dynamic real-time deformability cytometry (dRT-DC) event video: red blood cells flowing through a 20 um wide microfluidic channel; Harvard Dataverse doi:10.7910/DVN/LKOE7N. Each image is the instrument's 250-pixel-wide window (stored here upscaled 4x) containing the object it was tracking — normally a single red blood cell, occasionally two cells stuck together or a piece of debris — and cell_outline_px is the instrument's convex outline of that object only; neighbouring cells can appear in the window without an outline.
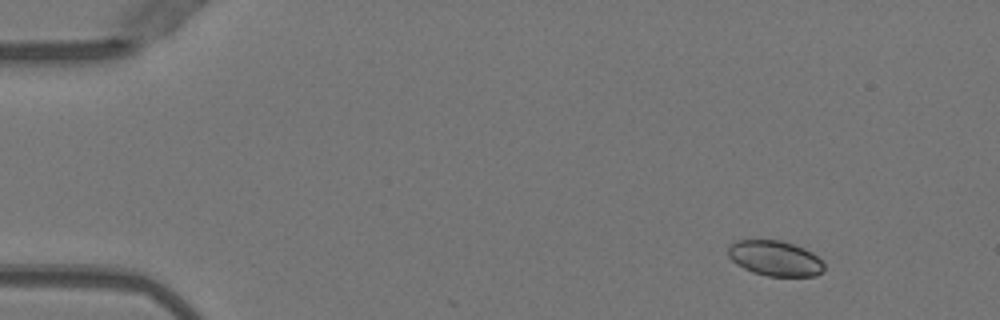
{"species": "Egyptian fruit bat (a non-hibernating species)", "species_latin": "Rousettus aegyptiacus", "temperature_condition": "warm", "stored_images_in_passage": 29, "camera_frame_rate_fps": 3000, "um_per_image_px": 0.085, "animal": {"sex": "female"}, "frame": {"image": 1, "passage_image": 1, "time_ms": 0.0, "image_size_px": [1000, 320], "cell_outline_px": [[824, 272], [816, 276], [768, 276], [752, 272], [736, 264], [728, 256], [728, 248], [736, 240], [780, 240], [804, 248], [812, 252], [824, 264]], "centroid_in_image_um": [65.88, 21.96], "position_along_channel_um": 19.1, "area_um2": 19.71}}
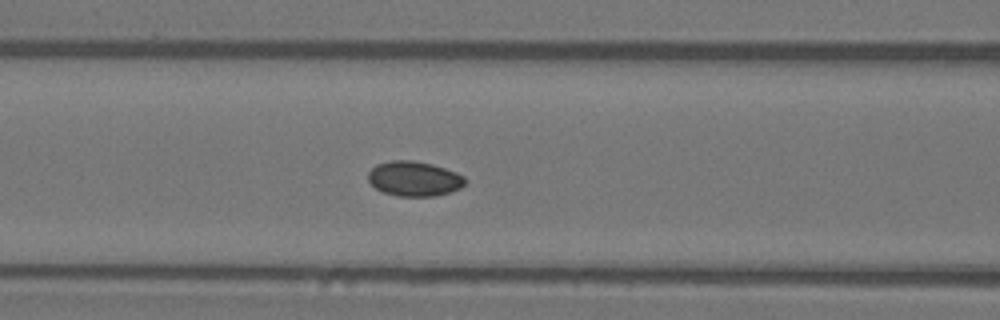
{"frame": {"image": 2, "passage_image": 17, "time_ms": 5.333, "image_size_px": [1000, 320], "cell_outline_px": [[468, 180], [460, 188], [452, 192], [436, 196], [396, 196], [384, 192], [376, 188], [368, 180], [368, 172], [376, 164], [392, 160], [412, 160], [432, 164], [456, 172], [464, 176]], "centroid_in_image_um": [35.22, 15.19], "position_along_channel_um": 131.4, "area_um2": 19.83}}
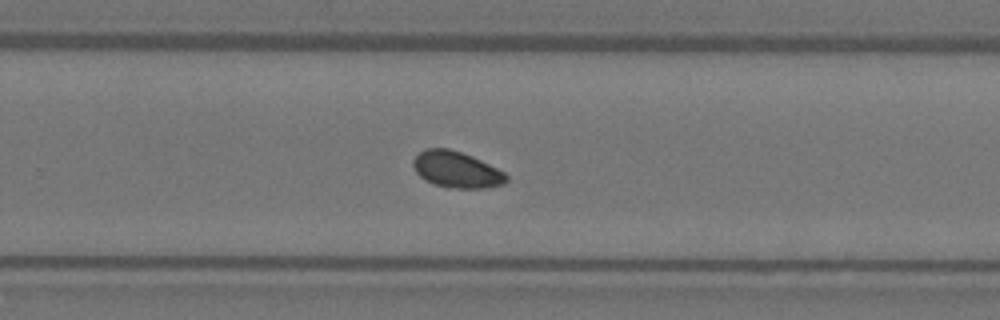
{"frame": {"image": 3, "passage_image": 29, "time_ms": 9.333, "image_size_px": [1000, 320], "cell_outline_px": [[508, 180], [504, 184], [488, 188], [448, 188], [424, 180], [416, 172], [412, 164], [412, 160], [424, 148], [448, 148], [472, 156], [504, 172], [508, 176]], "centroid_in_image_um": [38.79, 14.42], "position_along_channel_um": 291.0, "area_um2": 19.71}}